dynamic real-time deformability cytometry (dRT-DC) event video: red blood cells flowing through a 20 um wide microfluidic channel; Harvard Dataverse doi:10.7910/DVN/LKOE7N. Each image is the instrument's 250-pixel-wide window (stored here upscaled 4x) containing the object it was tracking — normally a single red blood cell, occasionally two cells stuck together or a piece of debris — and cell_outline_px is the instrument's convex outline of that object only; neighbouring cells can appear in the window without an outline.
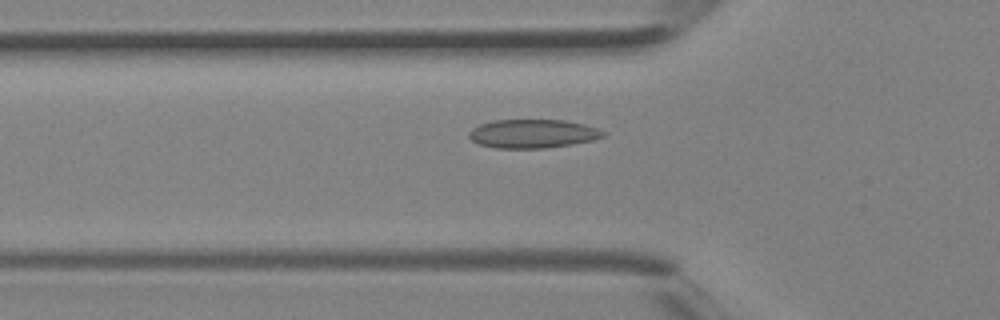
{"species": "Egyptian fruit bat (a non-hibernating species)", "species_latin": "Rousettus aegyptiacus", "temperature_condition": "room temperature", "stored_images_in_passage": 38, "camera_frame_rate_fps": 3000, "um_per_image_px": 0.085, "animal": {"sex": "female"}, "frame": {"image": 1, "passage_image": 14, "time_ms": 4.333, "image_size_px": [1000, 320], "cell_outline_px": [[604, 136], [592, 140], [572, 144], [544, 148], [496, 148], [480, 144], [472, 140], [468, 136], [468, 132], [472, 128], [480, 124], [492, 120], [564, 120], [584, 124], [596, 128], [604, 132]], "centroid_in_image_um": [45.25, 11.36], "position_along_channel_um": 80.6, "area_um2": 22.31}}
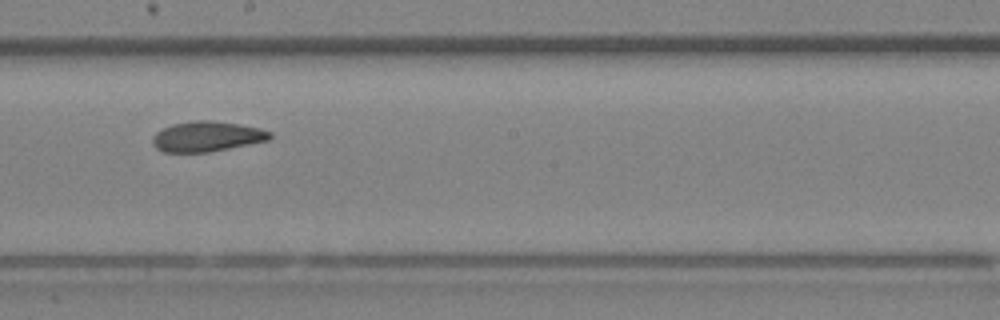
{"frame": {"image": 2, "passage_image": 23, "time_ms": 7.333, "image_size_px": [1000, 320], "cell_outline_px": [[272, 136], [268, 140], [208, 152], [164, 152], [156, 148], [152, 144], [152, 136], [156, 132], [172, 124], [196, 120], [212, 120], [260, 128], [272, 132]], "centroid_in_image_um": [17.56, 11.6], "position_along_channel_um": 230.6, "area_um2": 20.52}}
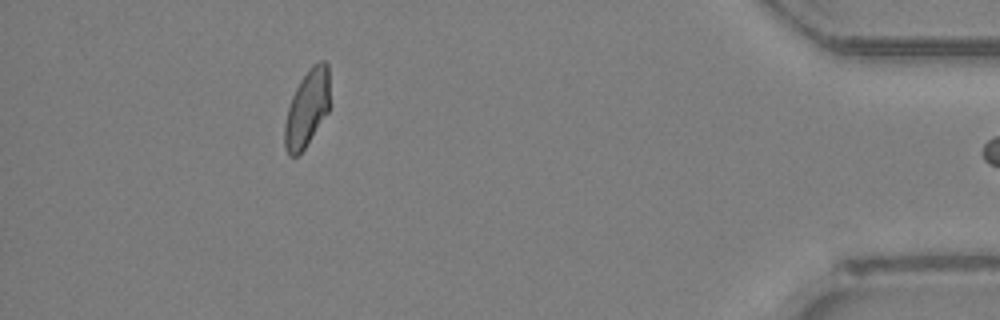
{"frame": {"image": 3, "passage_image": 37, "time_ms": 12.0, "image_size_px": [1000, 320], "cell_outline_px": [[328, 112], [304, 148], [296, 156], [288, 156], [284, 148], [284, 124], [288, 108], [292, 96], [300, 80], [308, 68], [312, 64], [320, 60], [324, 60], [328, 64]], "centroid_in_image_um": [26.07, 9.2], "position_along_channel_um": 409.1, "area_um2": 20.06}}